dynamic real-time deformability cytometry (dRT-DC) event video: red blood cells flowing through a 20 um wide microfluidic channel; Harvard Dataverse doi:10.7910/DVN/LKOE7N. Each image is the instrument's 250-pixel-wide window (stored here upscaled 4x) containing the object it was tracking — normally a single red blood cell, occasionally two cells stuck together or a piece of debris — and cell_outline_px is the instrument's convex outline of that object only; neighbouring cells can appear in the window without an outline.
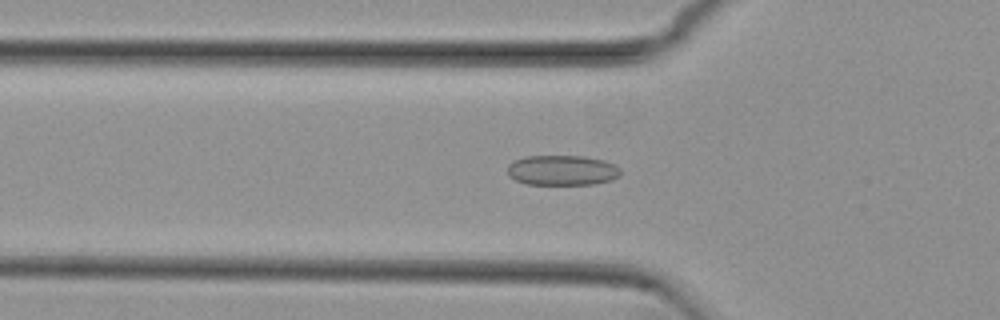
{"species": "common noctule bat (a hibernating species)", "species_latin": "Nyctalus noctula", "temperature_condition": "cold", "stored_images_in_passage": 47, "camera_frame_rate_fps": 3000, "um_per_image_px": 0.085, "animal": {"sex": "female", "body_mass_g": 29.2, "forearm_length_mm": 56.3}, "frame": {"image": 1, "passage_image": 11, "time_ms": 3.333, "image_size_px": [1000, 320], "cell_outline_px": [[620, 176], [612, 180], [592, 184], [528, 184], [516, 180], [508, 176], [508, 164], [524, 156], [584, 156], [604, 160], [616, 164], [620, 168]], "centroid_in_image_um": [47.81, 14.47], "position_along_channel_um": 78.0, "area_um2": 19.94}}
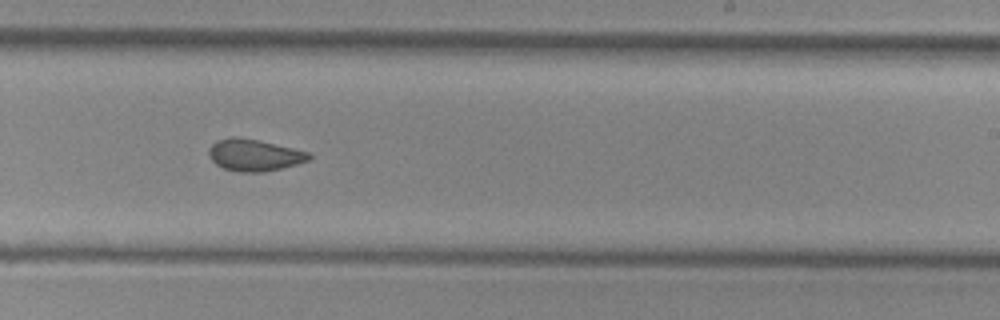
{"frame": {"image": 2, "passage_image": 26, "time_ms": 8.333, "image_size_px": [1000, 320], "cell_outline_px": [[312, 156], [308, 160], [296, 164], [264, 172], [236, 172], [224, 168], [216, 164], [208, 156], [208, 148], [216, 140], [232, 136], [240, 136], [292, 148], [308, 152]], "centroid_in_image_um": [21.55, 13.17], "position_along_channel_um": 267.5, "area_um2": 18.55}}
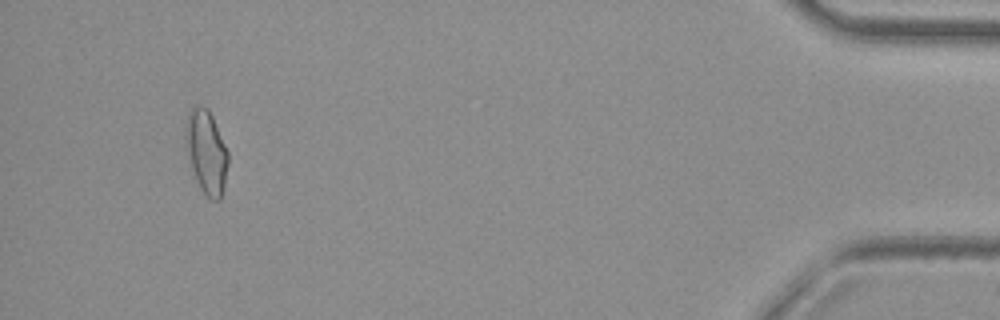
{"frame": {"image": 3, "passage_image": 44, "time_ms": 14.333, "image_size_px": [1000, 320], "cell_outline_px": [[228, 164], [224, 184], [220, 200], [212, 200], [200, 188], [196, 180], [184, 144], [184, 128], [188, 112], [196, 104], [200, 104], [208, 108], [212, 116], [228, 152]], "centroid_in_image_um": [17.51, 12.86], "position_along_channel_um": 417.7, "area_um2": 20.75}, "authors_computed_cell_mechanics": {"area_um2": 19.0162, "velocity_mm_per_s": 3.7743, "shape_relaxation_time_tau1_ms": null, "shape_relaxation_time_tau2_ms": 2.4875, "deformation_change_tau1": null, "deformation_change_tau2": 0.0797}}